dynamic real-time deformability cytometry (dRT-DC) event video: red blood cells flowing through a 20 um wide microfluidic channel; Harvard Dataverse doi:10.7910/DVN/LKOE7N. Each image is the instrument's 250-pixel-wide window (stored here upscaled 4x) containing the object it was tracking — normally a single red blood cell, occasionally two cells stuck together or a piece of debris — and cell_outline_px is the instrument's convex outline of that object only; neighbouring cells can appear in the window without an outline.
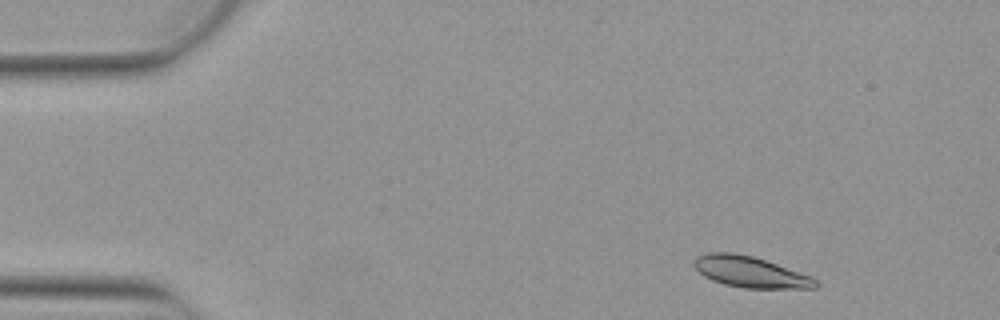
{"species": "Egyptian fruit bat (a non-hibernating species)", "species_latin": "Rousettus aegyptiacus", "temperature_condition": "warm", "stored_images_in_passage": 5, "camera_frame_rate_fps": 3000, "um_per_image_px": 0.085, "animal": {"sex": "female"}, "frame": {"image": 1, "passage_image": 2, "time_ms": 0.333, "image_size_px": [1000, 320], "cell_outline_px": [[820, 284], [816, 288], [744, 288], [724, 284], [712, 280], [704, 276], [692, 264], [692, 260], [696, 256], [708, 252], [732, 252], [752, 256], [812, 276]], "centroid_in_image_um": [63.75, 23.11], "position_along_channel_um": 21.2, "area_um2": 21.96}}
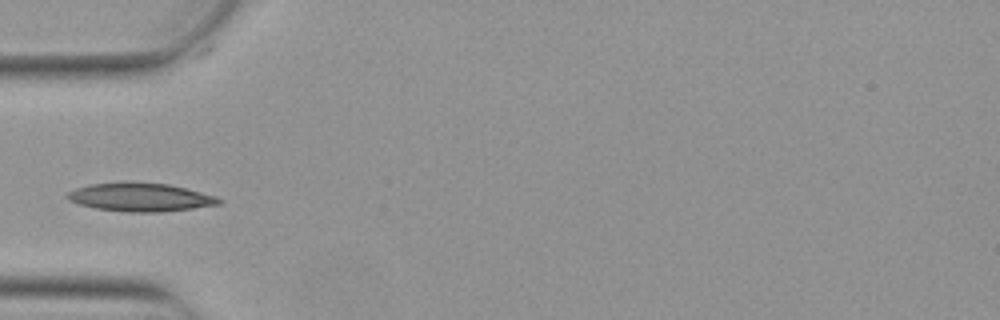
{"frame": {"image": 2, "passage_image": 4, "time_ms": 1.0, "image_size_px": [1000, 320], "cell_outline_px": [[224, 200], [220, 204], [192, 208], [160, 212], [128, 212], [96, 208], [80, 204], [68, 200], [64, 196], [68, 192], [76, 188], [88, 184], [124, 180], [128, 180], [168, 184], [216, 196]], "centroid_in_image_um": [11.88, 16.73], "position_along_channel_um": 73.1, "area_um2": 25.49}}